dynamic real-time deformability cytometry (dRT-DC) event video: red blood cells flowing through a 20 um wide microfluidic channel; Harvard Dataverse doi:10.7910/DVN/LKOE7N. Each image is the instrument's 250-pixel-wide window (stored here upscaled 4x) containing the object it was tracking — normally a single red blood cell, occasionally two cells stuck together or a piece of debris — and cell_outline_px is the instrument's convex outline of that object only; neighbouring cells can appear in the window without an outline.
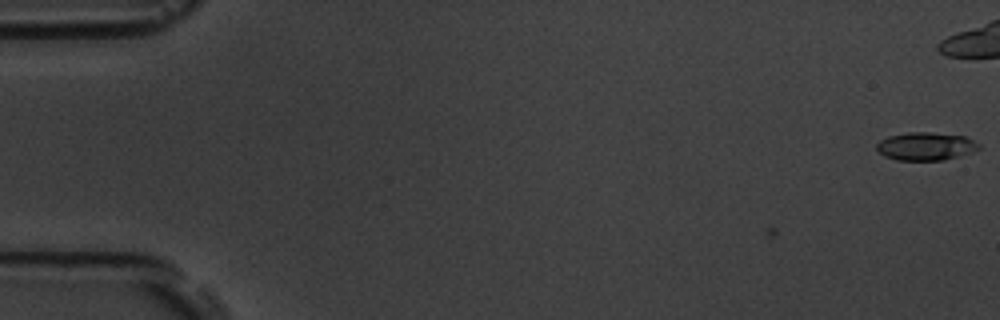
{"species": "common noctule bat (a hibernating species)", "species_latin": "Nyctalus noctula", "temperature_condition": "room temperature", "stored_images_in_passage": 10, "camera_frame_rate_fps": 3000, "um_per_image_px": 0.085, "animal": {"sex": "male", "body_mass_g": 19.5, "forearm_length_mm": 54.6}, "frame": {"image": 1, "passage_image": 1, "time_ms": 0.0, "image_size_px": [1000, 320], "cell_outline_px": [[980, 148], [972, 152], [960, 156], [944, 160], [896, 160], [884, 156], [876, 148], [876, 144], [880, 140], [888, 136], [908, 132], [932, 132], [964, 136], [980, 144]], "centroid_in_image_um": [78.68, 12.43], "position_along_channel_um": 6.3, "area_um2": 16.76}}